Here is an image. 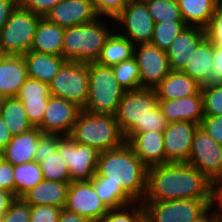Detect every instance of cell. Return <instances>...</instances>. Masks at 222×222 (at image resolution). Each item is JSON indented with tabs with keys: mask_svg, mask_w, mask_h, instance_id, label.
<instances>
[{
	"mask_svg": "<svg viewBox=\"0 0 222 222\" xmlns=\"http://www.w3.org/2000/svg\"><path fill=\"white\" fill-rule=\"evenodd\" d=\"M213 182L188 163H166L147 168L143 201L211 199Z\"/></svg>",
	"mask_w": 222,
	"mask_h": 222,
	"instance_id": "1",
	"label": "cell"
},
{
	"mask_svg": "<svg viewBox=\"0 0 222 222\" xmlns=\"http://www.w3.org/2000/svg\"><path fill=\"white\" fill-rule=\"evenodd\" d=\"M147 166L125 142L118 148L100 152L96 174L120 187L135 201L142 202L147 190Z\"/></svg>",
	"mask_w": 222,
	"mask_h": 222,
	"instance_id": "2",
	"label": "cell"
},
{
	"mask_svg": "<svg viewBox=\"0 0 222 222\" xmlns=\"http://www.w3.org/2000/svg\"><path fill=\"white\" fill-rule=\"evenodd\" d=\"M115 117L126 142L137 132H163L169 124L154 88L125 91Z\"/></svg>",
	"mask_w": 222,
	"mask_h": 222,
	"instance_id": "3",
	"label": "cell"
},
{
	"mask_svg": "<svg viewBox=\"0 0 222 222\" xmlns=\"http://www.w3.org/2000/svg\"><path fill=\"white\" fill-rule=\"evenodd\" d=\"M114 30L115 21L103 17L89 23L67 27L63 37L62 56L67 61L96 62L107 38Z\"/></svg>",
	"mask_w": 222,
	"mask_h": 222,
	"instance_id": "4",
	"label": "cell"
},
{
	"mask_svg": "<svg viewBox=\"0 0 222 222\" xmlns=\"http://www.w3.org/2000/svg\"><path fill=\"white\" fill-rule=\"evenodd\" d=\"M69 137L76 143L94 147L99 152L115 149L126 140L115 115L79 112Z\"/></svg>",
	"mask_w": 222,
	"mask_h": 222,
	"instance_id": "5",
	"label": "cell"
},
{
	"mask_svg": "<svg viewBox=\"0 0 222 222\" xmlns=\"http://www.w3.org/2000/svg\"><path fill=\"white\" fill-rule=\"evenodd\" d=\"M124 93L112 67L88 63V98L83 110L115 115Z\"/></svg>",
	"mask_w": 222,
	"mask_h": 222,
	"instance_id": "6",
	"label": "cell"
},
{
	"mask_svg": "<svg viewBox=\"0 0 222 222\" xmlns=\"http://www.w3.org/2000/svg\"><path fill=\"white\" fill-rule=\"evenodd\" d=\"M41 19L42 16L18 5L0 31L2 51L7 55H23L30 51L37 25Z\"/></svg>",
	"mask_w": 222,
	"mask_h": 222,
	"instance_id": "7",
	"label": "cell"
},
{
	"mask_svg": "<svg viewBox=\"0 0 222 222\" xmlns=\"http://www.w3.org/2000/svg\"><path fill=\"white\" fill-rule=\"evenodd\" d=\"M145 222H193L209 208L211 199L142 201Z\"/></svg>",
	"mask_w": 222,
	"mask_h": 222,
	"instance_id": "8",
	"label": "cell"
},
{
	"mask_svg": "<svg viewBox=\"0 0 222 222\" xmlns=\"http://www.w3.org/2000/svg\"><path fill=\"white\" fill-rule=\"evenodd\" d=\"M49 88L51 96L73 102L82 109L88 98V63L66 61Z\"/></svg>",
	"mask_w": 222,
	"mask_h": 222,
	"instance_id": "9",
	"label": "cell"
},
{
	"mask_svg": "<svg viewBox=\"0 0 222 222\" xmlns=\"http://www.w3.org/2000/svg\"><path fill=\"white\" fill-rule=\"evenodd\" d=\"M57 151L69 169L71 182L89 181L96 174L100 152L94 147L76 143L69 136H62Z\"/></svg>",
	"mask_w": 222,
	"mask_h": 222,
	"instance_id": "10",
	"label": "cell"
},
{
	"mask_svg": "<svg viewBox=\"0 0 222 222\" xmlns=\"http://www.w3.org/2000/svg\"><path fill=\"white\" fill-rule=\"evenodd\" d=\"M187 163L199 169L214 184L222 179V146L200 126L193 135Z\"/></svg>",
	"mask_w": 222,
	"mask_h": 222,
	"instance_id": "11",
	"label": "cell"
},
{
	"mask_svg": "<svg viewBox=\"0 0 222 222\" xmlns=\"http://www.w3.org/2000/svg\"><path fill=\"white\" fill-rule=\"evenodd\" d=\"M114 21L116 31L127 37L134 45L150 43L154 21L143 0H130Z\"/></svg>",
	"mask_w": 222,
	"mask_h": 222,
	"instance_id": "12",
	"label": "cell"
},
{
	"mask_svg": "<svg viewBox=\"0 0 222 222\" xmlns=\"http://www.w3.org/2000/svg\"><path fill=\"white\" fill-rule=\"evenodd\" d=\"M133 57L139 67L141 88H155L171 72L166 52L151 43L135 45Z\"/></svg>",
	"mask_w": 222,
	"mask_h": 222,
	"instance_id": "13",
	"label": "cell"
},
{
	"mask_svg": "<svg viewBox=\"0 0 222 222\" xmlns=\"http://www.w3.org/2000/svg\"><path fill=\"white\" fill-rule=\"evenodd\" d=\"M64 208L90 222L102 221L109 210L98 197L92 179L70 182Z\"/></svg>",
	"mask_w": 222,
	"mask_h": 222,
	"instance_id": "14",
	"label": "cell"
},
{
	"mask_svg": "<svg viewBox=\"0 0 222 222\" xmlns=\"http://www.w3.org/2000/svg\"><path fill=\"white\" fill-rule=\"evenodd\" d=\"M81 108L63 98L50 96L38 128L44 134L69 136Z\"/></svg>",
	"mask_w": 222,
	"mask_h": 222,
	"instance_id": "15",
	"label": "cell"
},
{
	"mask_svg": "<svg viewBox=\"0 0 222 222\" xmlns=\"http://www.w3.org/2000/svg\"><path fill=\"white\" fill-rule=\"evenodd\" d=\"M199 124L191 121H180L169 123L163 131L165 164L187 163L191 148L193 135Z\"/></svg>",
	"mask_w": 222,
	"mask_h": 222,
	"instance_id": "16",
	"label": "cell"
},
{
	"mask_svg": "<svg viewBox=\"0 0 222 222\" xmlns=\"http://www.w3.org/2000/svg\"><path fill=\"white\" fill-rule=\"evenodd\" d=\"M61 27H73L98 18L90 0H62L44 17Z\"/></svg>",
	"mask_w": 222,
	"mask_h": 222,
	"instance_id": "17",
	"label": "cell"
},
{
	"mask_svg": "<svg viewBox=\"0 0 222 222\" xmlns=\"http://www.w3.org/2000/svg\"><path fill=\"white\" fill-rule=\"evenodd\" d=\"M205 38L204 28L187 26L165 51L171 70L182 71L186 67L192 53Z\"/></svg>",
	"mask_w": 222,
	"mask_h": 222,
	"instance_id": "18",
	"label": "cell"
},
{
	"mask_svg": "<svg viewBox=\"0 0 222 222\" xmlns=\"http://www.w3.org/2000/svg\"><path fill=\"white\" fill-rule=\"evenodd\" d=\"M158 105L168 123L191 121L200 125L204 117L202 95H191L176 100H158Z\"/></svg>",
	"mask_w": 222,
	"mask_h": 222,
	"instance_id": "19",
	"label": "cell"
},
{
	"mask_svg": "<svg viewBox=\"0 0 222 222\" xmlns=\"http://www.w3.org/2000/svg\"><path fill=\"white\" fill-rule=\"evenodd\" d=\"M127 143L147 167L165 164L163 132H137Z\"/></svg>",
	"mask_w": 222,
	"mask_h": 222,
	"instance_id": "20",
	"label": "cell"
},
{
	"mask_svg": "<svg viewBox=\"0 0 222 222\" xmlns=\"http://www.w3.org/2000/svg\"><path fill=\"white\" fill-rule=\"evenodd\" d=\"M44 133L38 128L12 136L11 140L1 151L2 158L13 166L34 161L40 137Z\"/></svg>",
	"mask_w": 222,
	"mask_h": 222,
	"instance_id": "21",
	"label": "cell"
},
{
	"mask_svg": "<svg viewBox=\"0 0 222 222\" xmlns=\"http://www.w3.org/2000/svg\"><path fill=\"white\" fill-rule=\"evenodd\" d=\"M27 78L23 55H7L0 64V97H16Z\"/></svg>",
	"mask_w": 222,
	"mask_h": 222,
	"instance_id": "22",
	"label": "cell"
},
{
	"mask_svg": "<svg viewBox=\"0 0 222 222\" xmlns=\"http://www.w3.org/2000/svg\"><path fill=\"white\" fill-rule=\"evenodd\" d=\"M154 89L158 100H176L191 95H202L201 85L183 71L171 70Z\"/></svg>",
	"mask_w": 222,
	"mask_h": 222,
	"instance_id": "23",
	"label": "cell"
},
{
	"mask_svg": "<svg viewBox=\"0 0 222 222\" xmlns=\"http://www.w3.org/2000/svg\"><path fill=\"white\" fill-rule=\"evenodd\" d=\"M27 77L49 84L67 61L63 56L28 51L23 54Z\"/></svg>",
	"mask_w": 222,
	"mask_h": 222,
	"instance_id": "24",
	"label": "cell"
},
{
	"mask_svg": "<svg viewBox=\"0 0 222 222\" xmlns=\"http://www.w3.org/2000/svg\"><path fill=\"white\" fill-rule=\"evenodd\" d=\"M214 44L206 37L182 70L201 86L212 82Z\"/></svg>",
	"mask_w": 222,
	"mask_h": 222,
	"instance_id": "25",
	"label": "cell"
},
{
	"mask_svg": "<svg viewBox=\"0 0 222 222\" xmlns=\"http://www.w3.org/2000/svg\"><path fill=\"white\" fill-rule=\"evenodd\" d=\"M70 182L42 180L27 191L22 198L31 206L50 205L64 208Z\"/></svg>",
	"mask_w": 222,
	"mask_h": 222,
	"instance_id": "26",
	"label": "cell"
},
{
	"mask_svg": "<svg viewBox=\"0 0 222 222\" xmlns=\"http://www.w3.org/2000/svg\"><path fill=\"white\" fill-rule=\"evenodd\" d=\"M64 32V27L42 17L36 28L31 50L38 53L62 56Z\"/></svg>",
	"mask_w": 222,
	"mask_h": 222,
	"instance_id": "27",
	"label": "cell"
},
{
	"mask_svg": "<svg viewBox=\"0 0 222 222\" xmlns=\"http://www.w3.org/2000/svg\"><path fill=\"white\" fill-rule=\"evenodd\" d=\"M135 45L114 30L107 38L96 63L104 66H115L134 56Z\"/></svg>",
	"mask_w": 222,
	"mask_h": 222,
	"instance_id": "28",
	"label": "cell"
},
{
	"mask_svg": "<svg viewBox=\"0 0 222 222\" xmlns=\"http://www.w3.org/2000/svg\"><path fill=\"white\" fill-rule=\"evenodd\" d=\"M219 0H177L182 19L188 26L205 28Z\"/></svg>",
	"mask_w": 222,
	"mask_h": 222,
	"instance_id": "29",
	"label": "cell"
},
{
	"mask_svg": "<svg viewBox=\"0 0 222 222\" xmlns=\"http://www.w3.org/2000/svg\"><path fill=\"white\" fill-rule=\"evenodd\" d=\"M0 115L12 136L22 134L33 128L27 119L23 103L17 97L2 98Z\"/></svg>",
	"mask_w": 222,
	"mask_h": 222,
	"instance_id": "30",
	"label": "cell"
},
{
	"mask_svg": "<svg viewBox=\"0 0 222 222\" xmlns=\"http://www.w3.org/2000/svg\"><path fill=\"white\" fill-rule=\"evenodd\" d=\"M94 189L108 209H117L135 202L120 185L106 182V177L95 174L92 178Z\"/></svg>",
	"mask_w": 222,
	"mask_h": 222,
	"instance_id": "31",
	"label": "cell"
},
{
	"mask_svg": "<svg viewBox=\"0 0 222 222\" xmlns=\"http://www.w3.org/2000/svg\"><path fill=\"white\" fill-rule=\"evenodd\" d=\"M15 196L22 197L27 191L44 180L40 163L31 161L13 166Z\"/></svg>",
	"mask_w": 222,
	"mask_h": 222,
	"instance_id": "32",
	"label": "cell"
},
{
	"mask_svg": "<svg viewBox=\"0 0 222 222\" xmlns=\"http://www.w3.org/2000/svg\"><path fill=\"white\" fill-rule=\"evenodd\" d=\"M34 161L40 163L44 180L71 182L69 169L58 151L47 156H35Z\"/></svg>",
	"mask_w": 222,
	"mask_h": 222,
	"instance_id": "33",
	"label": "cell"
},
{
	"mask_svg": "<svg viewBox=\"0 0 222 222\" xmlns=\"http://www.w3.org/2000/svg\"><path fill=\"white\" fill-rule=\"evenodd\" d=\"M154 24L161 22H184L177 0H143Z\"/></svg>",
	"mask_w": 222,
	"mask_h": 222,
	"instance_id": "34",
	"label": "cell"
},
{
	"mask_svg": "<svg viewBox=\"0 0 222 222\" xmlns=\"http://www.w3.org/2000/svg\"><path fill=\"white\" fill-rule=\"evenodd\" d=\"M115 78L125 91L141 88L140 72L134 57L112 66Z\"/></svg>",
	"mask_w": 222,
	"mask_h": 222,
	"instance_id": "35",
	"label": "cell"
},
{
	"mask_svg": "<svg viewBox=\"0 0 222 222\" xmlns=\"http://www.w3.org/2000/svg\"><path fill=\"white\" fill-rule=\"evenodd\" d=\"M185 22H161L154 24L151 44L166 51L174 39L187 27Z\"/></svg>",
	"mask_w": 222,
	"mask_h": 222,
	"instance_id": "36",
	"label": "cell"
},
{
	"mask_svg": "<svg viewBox=\"0 0 222 222\" xmlns=\"http://www.w3.org/2000/svg\"><path fill=\"white\" fill-rule=\"evenodd\" d=\"M204 116L222 115V82L201 86Z\"/></svg>",
	"mask_w": 222,
	"mask_h": 222,
	"instance_id": "37",
	"label": "cell"
},
{
	"mask_svg": "<svg viewBox=\"0 0 222 222\" xmlns=\"http://www.w3.org/2000/svg\"><path fill=\"white\" fill-rule=\"evenodd\" d=\"M103 222H145V211L142 202H133L130 205L109 209Z\"/></svg>",
	"mask_w": 222,
	"mask_h": 222,
	"instance_id": "38",
	"label": "cell"
},
{
	"mask_svg": "<svg viewBox=\"0 0 222 222\" xmlns=\"http://www.w3.org/2000/svg\"><path fill=\"white\" fill-rule=\"evenodd\" d=\"M50 96L49 84L27 78L16 97L19 100H41L49 99Z\"/></svg>",
	"mask_w": 222,
	"mask_h": 222,
	"instance_id": "39",
	"label": "cell"
},
{
	"mask_svg": "<svg viewBox=\"0 0 222 222\" xmlns=\"http://www.w3.org/2000/svg\"><path fill=\"white\" fill-rule=\"evenodd\" d=\"M98 17L115 19L130 0H90Z\"/></svg>",
	"mask_w": 222,
	"mask_h": 222,
	"instance_id": "40",
	"label": "cell"
},
{
	"mask_svg": "<svg viewBox=\"0 0 222 222\" xmlns=\"http://www.w3.org/2000/svg\"><path fill=\"white\" fill-rule=\"evenodd\" d=\"M31 205L22 197H16L4 213L2 222H30Z\"/></svg>",
	"mask_w": 222,
	"mask_h": 222,
	"instance_id": "41",
	"label": "cell"
},
{
	"mask_svg": "<svg viewBox=\"0 0 222 222\" xmlns=\"http://www.w3.org/2000/svg\"><path fill=\"white\" fill-rule=\"evenodd\" d=\"M204 29L206 37L214 45L222 47V0L216 4L214 13Z\"/></svg>",
	"mask_w": 222,
	"mask_h": 222,
	"instance_id": "42",
	"label": "cell"
},
{
	"mask_svg": "<svg viewBox=\"0 0 222 222\" xmlns=\"http://www.w3.org/2000/svg\"><path fill=\"white\" fill-rule=\"evenodd\" d=\"M21 102L25 108L28 121L32 124L33 127H38L43 120L48 99L21 100Z\"/></svg>",
	"mask_w": 222,
	"mask_h": 222,
	"instance_id": "43",
	"label": "cell"
},
{
	"mask_svg": "<svg viewBox=\"0 0 222 222\" xmlns=\"http://www.w3.org/2000/svg\"><path fill=\"white\" fill-rule=\"evenodd\" d=\"M62 208L50 205L31 206L30 222H58Z\"/></svg>",
	"mask_w": 222,
	"mask_h": 222,
	"instance_id": "44",
	"label": "cell"
},
{
	"mask_svg": "<svg viewBox=\"0 0 222 222\" xmlns=\"http://www.w3.org/2000/svg\"><path fill=\"white\" fill-rule=\"evenodd\" d=\"M205 132L222 146V115L204 116L199 125Z\"/></svg>",
	"mask_w": 222,
	"mask_h": 222,
	"instance_id": "45",
	"label": "cell"
},
{
	"mask_svg": "<svg viewBox=\"0 0 222 222\" xmlns=\"http://www.w3.org/2000/svg\"><path fill=\"white\" fill-rule=\"evenodd\" d=\"M62 0H19V5L34 14L45 17Z\"/></svg>",
	"mask_w": 222,
	"mask_h": 222,
	"instance_id": "46",
	"label": "cell"
},
{
	"mask_svg": "<svg viewBox=\"0 0 222 222\" xmlns=\"http://www.w3.org/2000/svg\"><path fill=\"white\" fill-rule=\"evenodd\" d=\"M62 136L59 134H43L40 137L35 156H47L54 154L57 151L59 139Z\"/></svg>",
	"mask_w": 222,
	"mask_h": 222,
	"instance_id": "47",
	"label": "cell"
},
{
	"mask_svg": "<svg viewBox=\"0 0 222 222\" xmlns=\"http://www.w3.org/2000/svg\"><path fill=\"white\" fill-rule=\"evenodd\" d=\"M0 189L7 190L15 195L13 165L3 158L0 159Z\"/></svg>",
	"mask_w": 222,
	"mask_h": 222,
	"instance_id": "48",
	"label": "cell"
},
{
	"mask_svg": "<svg viewBox=\"0 0 222 222\" xmlns=\"http://www.w3.org/2000/svg\"><path fill=\"white\" fill-rule=\"evenodd\" d=\"M210 208L217 222H222V187L218 183L213 184L212 187Z\"/></svg>",
	"mask_w": 222,
	"mask_h": 222,
	"instance_id": "49",
	"label": "cell"
},
{
	"mask_svg": "<svg viewBox=\"0 0 222 222\" xmlns=\"http://www.w3.org/2000/svg\"><path fill=\"white\" fill-rule=\"evenodd\" d=\"M18 5L19 0H0V31Z\"/></svg>",
	"mask_w": 222,
	"mask_h": 222,
	"instance_id": "50",
	"label": "cell"
},
{
	"mask_svg": "<svg viewBox=\"0 0 222 222\" xmlns=\"http://www.w3.org/2000/svg\"><path fill=\"white\" fill-rule=\"evenodd\" d=\"M212 82H222V47L214 45Z\"/></svg>",
	"mask_w": 222,
	"mask_h": 222,
	"instance_id": "51",
	"label": "cell"
},
{
	"mask_svg": "<svg viewBox=\"0 0 222 222\" xmlns=\"http://www.w3.org/2000/svg\"><path fill=\"white\" fill-rule=\"evenodd\" d=\"M58 222H90L86 217L68 211L63 208L59 216Z\"/></svg>",
	"mask_w": 222,
	"mask_h": 222,
	"instance_id": "52",
	"label": "cell"
},
{
	"mask_svg": "<svg viewBox=\"0 0 222 222\" xmlns=\"http://www.w3.org/2000/svg\"><path fill=\"white\" fill-rule=\"evenodd\" d=\"M16 196L4 189H0V213L4 214L10 207Z\"/></svg>",
	"mask_w": 222,
	"mask_h": 222,
	"instance_id": "53",
	"label": "cell"
},
{
	"mask_svg": "<svg viewBox=\"0 0 222 222\" xmlns=\"http://www.w3.org/2000/svg\"><path fill=\"white\" fill-rule=\"evenodd\" d=\"M11 138L12 135L0 115V152L5 148Z\"/></svg>",
	"mask_w": 222,
	"mask_h": 222,
	"instance_id": "54",
	"label": "cell"
},
{
	"mask_svg": "<svg viewBox=\"0 0 222 222\" xmlns=\"http://www.w3.org/2000/svg\"><path fill=\"white\" fill-rule=\"evenodd\" d=\"M193 222H217V220L215 219L213 210L209 208L201 217Z\"/></svg>",
	"mask_w": 222,
	"mask_h": 222,
	"instance_id": "55",
	"label": "cell"
},
{
	"mask_svg": "<svg viewBox=\"0 0 222 222\" xmlns=\"http://www.w3.org/2000/svg\"><path fill=\"white\" fill-rule=\"evenodd\" d=\"M6 56L7 54L3 52L2 49L0 48V64L5 59Z\"/></svg>",
	"mask_w": 222,
	"mask_h": 222,
	"instance_id": "56",
	"label": "cell"
},
{
	"mask_svg": "<svg viewBox=\"0 0 222 222\" xmlns=\"http://www.w3.org/2000/svg\"><path fill=\"white\" fill-rule=\"evenodd\" d=\"M3 215L4 214L0 213V222H2V220H3Z\"/></svg>",
	"mask_w": 222,
	"mask_h": 222,
	"instance_id": "57",
	"label": "cell"
},
{
	"mask_svg": "<svg viewBox=\"0 0 222 222\" xmlns=\"http://www.w3.org/2000/svg\"><path fill=\"white\" fill-rule=\"evenodd\" d=\"M218 184L222 187V179L218 182Z\"/></svg>",
	"mask_w": 222,
	"mask_h": 222,
	"instance_id": "58",
	"label": "cell"
}]
</instances>
